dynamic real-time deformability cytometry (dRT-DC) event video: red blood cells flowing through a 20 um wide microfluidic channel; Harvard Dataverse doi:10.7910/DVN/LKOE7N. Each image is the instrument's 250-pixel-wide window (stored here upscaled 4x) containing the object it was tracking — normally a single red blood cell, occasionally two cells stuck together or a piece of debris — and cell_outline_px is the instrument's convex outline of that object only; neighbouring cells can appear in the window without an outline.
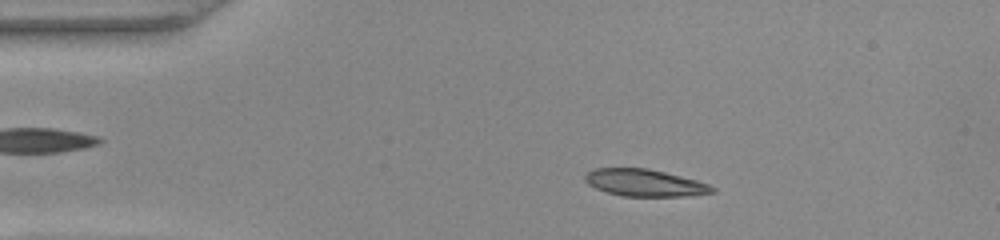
{"species": "common noctule bat (a hibernating species)", "species_latin": "Nyctalus noctula", "temperature_condition": "warm", "stored_images_in_passage": 49, "camera_frame_rate_fps": 3000, "um_per_image_px": 0.085, "animal": {"sex": "female", "body_mass_g": 22.0, "forearm_length_mm": 56.7}, "frame": {"image": 1, "passage_image": 8, "time_ms": 2.333, "image_size_px": [1000, 240], "cell_outline_px": [[716, 192], [688, 196], [620, 196], [596, 188], [588, 184], [584, 180], [584, 176], [588, 172], [596, 168], [648, 168], [696, 180], [708, 184], [716, 188]], "centroid_in_image_um": [54.81, 15.54], "position_along_channel_um": 30.2, "area_um2": 20.0}}
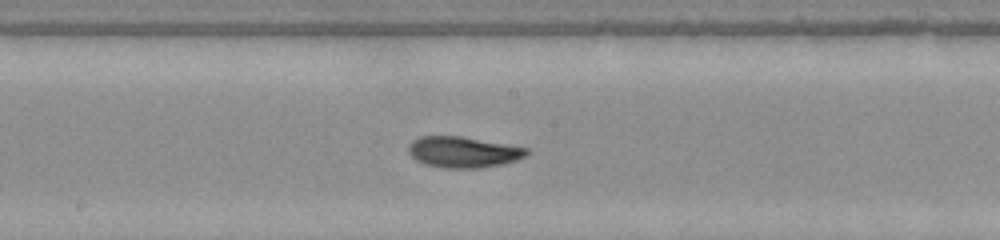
{"frame": {"image": 2, "passage_image": 25, "time_ms": 8.0, "image_size_px": [1000, 240], "cell_outline_px": [[528, 152], [524, 156], [516, 160], [500, 164], [480, 168], [444, 168], [424, 164], [416, 160], [408, 152], [408, 144], [412, 140], [420, 136], [460, 136], [528, 148]], "centroid_in_image_um": [39.31, 12.92], "position_along_channel_um": 208.9, "area_um2": 21.21}}
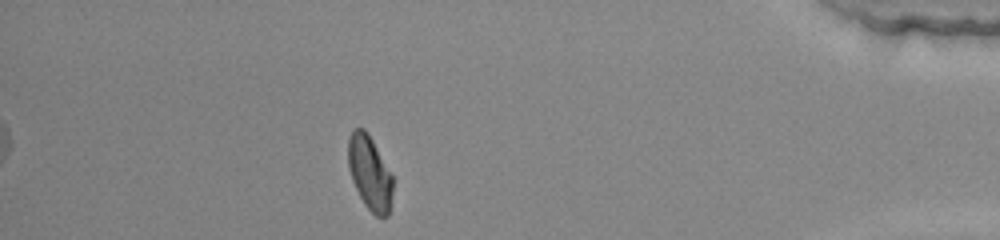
{"frame": {"image": 3, "passage_image": 43, "time_ms": 14.0, "image_size_px": [1000, 240], "cell_outline_px": [[392, 192], [388, 216], [376, 216], [364, 204], [352, 180], [348, 168], [348, 140], [352, 132], [356, 128], [364, 128], [368, 132], [392, 176]], "centroid_in_image_um": [31.41, 14.68], "position_along_channel_um": 403.8, "area_um2": 18.96}, "authors_computed_cell_mechanics": {"area_um2": 20.6924, "velocity_mm_per_s": 4.057, "shape_relaxation_time_tau1_ms": 3.3719, "shape_relaxation_time_tau2_ms": 1.34, "deformation_change_tau1": 0.1836, "deformation_change_tau2": 0.0705}}